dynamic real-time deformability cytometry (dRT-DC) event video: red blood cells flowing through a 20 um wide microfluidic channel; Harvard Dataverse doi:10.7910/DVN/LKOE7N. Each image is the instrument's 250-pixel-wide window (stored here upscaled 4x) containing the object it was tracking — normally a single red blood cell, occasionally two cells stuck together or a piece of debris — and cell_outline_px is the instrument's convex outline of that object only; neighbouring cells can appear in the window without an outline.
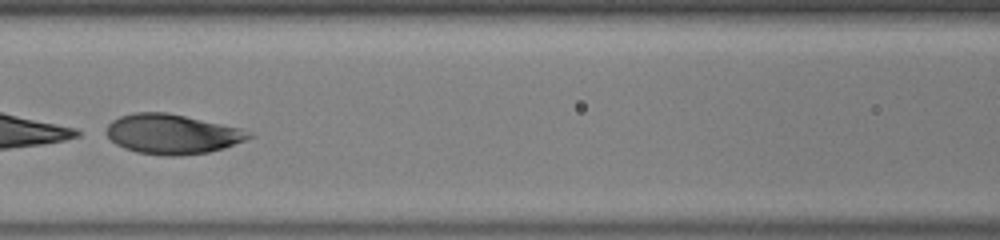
{"species": "human", "species_latin": "Homo sapiens", "temperature_condition": "warm", "stored_images_in_passage": 26, "camera_frame_rate_fps": 3000, "um_per_image_px": 0.085, "donor": {"sex": "male"}, "frame": {"image": 1, "passage_image": 9, "time_ms": 2.667, "image_size_px": [1000, 240], "cell_outline_px": [[256, 136], [224, 148], [208, 152], [180, 156], [168, 156], [136, 152], [124, 148], [116, 144], [104, 132], [108, 124], [112, 120], [120, 116], [132, 112], [168, 112], [240, 128], [252, 132]], "centroid_in_image_um": [14.63, 11.39], "position_along_channel_um": 152.0, "area_um2": 33.23}}
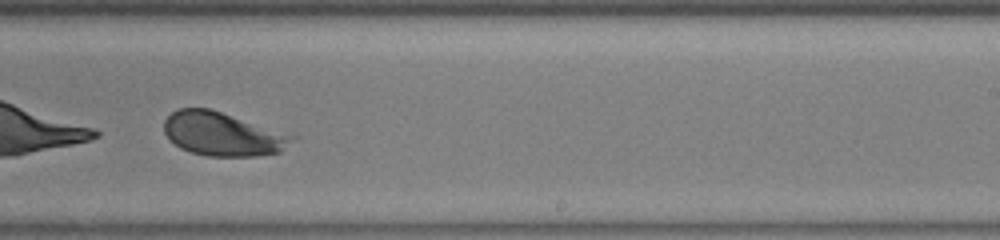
{"frame": {"image": 2, "passage_image": 17, "time_ms": 5.333, "image_size_px": [1000, 240], "cell_outline_px": [[300, 136], [280, 152], [256, 156], [208, 156], [192, 152], [180, 148], [168, 140], [164, 132], [164, 120], [172, 112], [180, 108], [208, 108]], "centroid_in_image_um": [18.95, 11.4], "position_along_channel_um": 270.1, "area_um2": 32.83}}
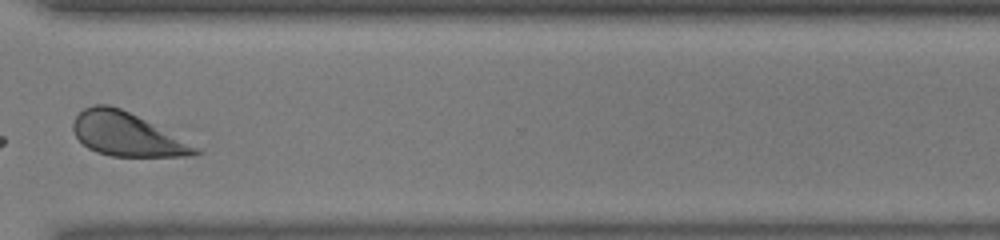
{"frame": {"image": 3, "passage_image": 23, "time_ms": 7.333, "image_size_px": [1000, 240], "cell_outline_px": [[204, 152], [188, 156], [112, 156], [96, 152], [88, 148], [76, 136], [72, 128], [72, 124], [76, 116], [84, 108], [92, 104], [108, 104], [120, 108], [204, 148]], "centroid_in_image_um": [10.83, 11.43], "position_along_channel_um": 359.8, "area_um2": 31.1}, "authors_computed_cell_mechanics": {"area_um2": 33.813, "velocity_mm_per_s": 4.4326, "shape_relaxation_time_tau1_ms": 2.0555, "shape_relaxation_time_tau2_ms": null, "deformation_change_tau1": 0.3899, "deformation_change_tau2": null}}